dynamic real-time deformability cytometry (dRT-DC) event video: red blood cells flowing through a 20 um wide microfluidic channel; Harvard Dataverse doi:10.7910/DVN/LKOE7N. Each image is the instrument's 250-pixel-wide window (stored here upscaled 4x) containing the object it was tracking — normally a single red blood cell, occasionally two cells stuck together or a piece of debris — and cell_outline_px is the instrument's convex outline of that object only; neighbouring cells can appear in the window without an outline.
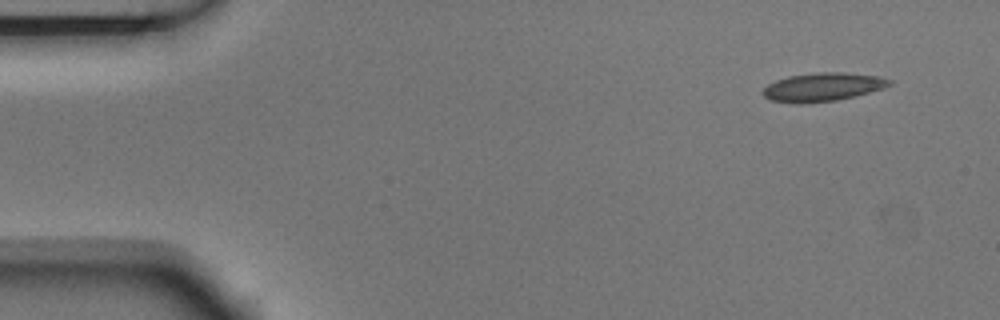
{"species": "Egyptian fruit bat (a non-hibernating species)", "species_latin": "Rousettus aegyptiacus", "temperature_condition": "room temperature", "stored_images_in_passage": 4, "camera_frame_rate_fps": 3000, "um_per_image_px": 0.085, "animal": {"sex": "male"}, "frame": {"image": 1, "passage_image": 1, "time_ms": 0.0, "image_size_px": [1000, 320], "cell_outline_px": [[892, 84], [884, 88], [836, 100], [772, 100], [764, 96], [764, 88], [768, 84], [776, 80], [788, 76], [816, 72], [840, 72], [880, 76], [892, 80]], "centroid_in_image_um": [70.02, 7.33], "position_along_channel_um": 15.0, "area_um2": 19.88}}
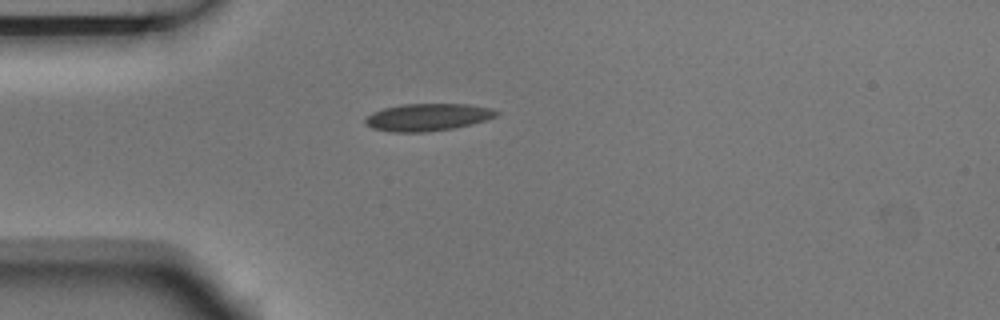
{"frame": {"image": 2, "passage_image": 3, "time_ms": 0.667, "image_size_px": [1000, 320], "cell_outline_px": [[500, 112], [496, 116], [472, 124], [452, 128], [424, 132], [392, 132], [372, 128], [364, 124], [364, 120], [372, 112], [384, 108], [404, 104], [468, 104], [492, 108]], "centroid_in_image_um": [36.34, 9.96], "position_along_channel_um": 48.7, "area_um2": 20.81}}